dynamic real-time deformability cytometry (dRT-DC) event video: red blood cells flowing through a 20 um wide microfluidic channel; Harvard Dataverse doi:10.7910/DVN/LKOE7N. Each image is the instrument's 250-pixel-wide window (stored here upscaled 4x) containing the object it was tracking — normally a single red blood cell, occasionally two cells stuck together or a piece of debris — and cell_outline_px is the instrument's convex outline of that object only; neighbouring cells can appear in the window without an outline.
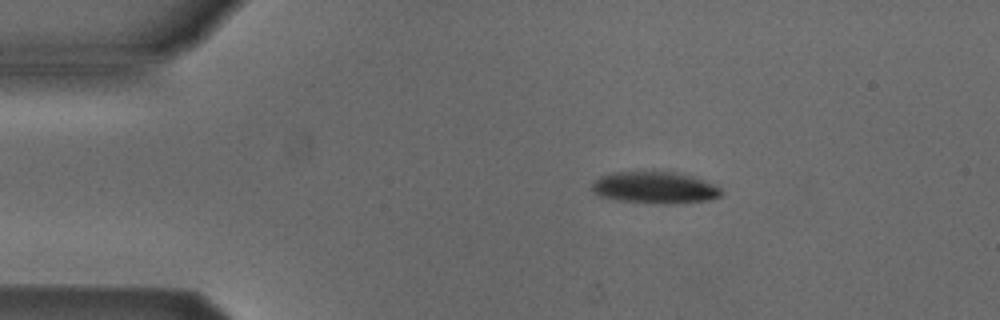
{"species": "Egyptian fruit bat (a non-hibernating species)", "species_latin": "Rousettus aegyptiacus", "temperature_condition": "cold", "stored_images_in_passage": 38, "camera_frame_rate_fps": 3000, "um_per_image_px": 0.085, "animal": {"sex": "male"}, "frame": {"image": 1, "passage_image": 3, "time_ms": 0.667, "image_size_px": [1000, 320], "cell_outline_px": [[724, 192], [720, 196], [712, 200], [676, 204], [664, 204], [620, 200], [600, 196], [592, 188], [592, 184], [600, 176], [612, 172], [672, 172], [688, 176], [712, 184], [720, 188]], "centroid_in_image_um": [55.68, 15.97], "position_along_channel_um": 29.3, "area_um2": 23.58}}
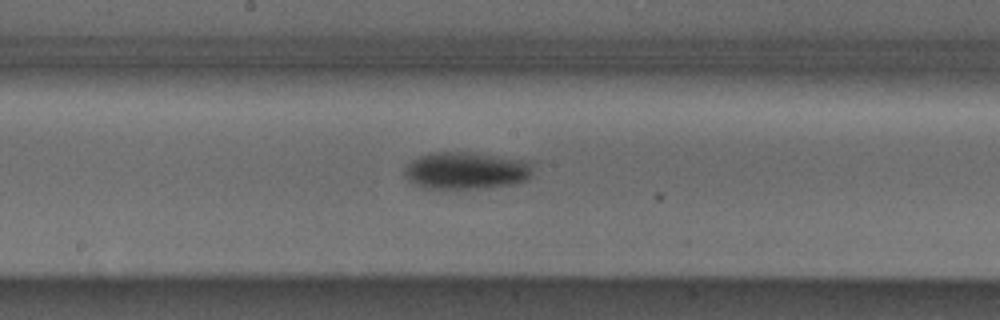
{"frame": {"image": 2, "passage_image": 21, "time_ms": 6.667, "image_size_px": [1000, 320], "cell_outline_px": [[532, 176], [528, 180], [512, 184], [488, 188], [424, 188], [408, 180], [404, 172], [404, 168], [412, 160], [420, 156], [432, 152], [472, 152], [532, 160]], "centroid_in_image_um": [39.69, 14.49], "position_along_channel_um": 208.5, "area_um2": 28.21}}
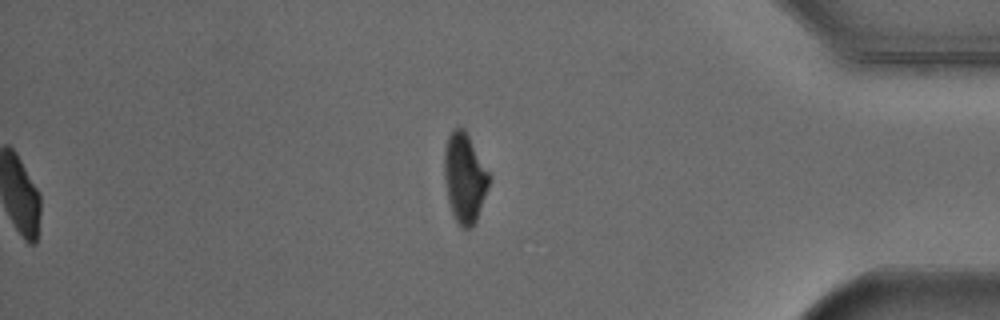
{"frame": {"image": 3, "passage_image": 38, "time_ms": 12.333, "image_size_px": [1000, 320], "cell_outline_px": [[488, 184], [476, 220], [472, 228], [464, 228], [456, 220], [452, 212], [448, 200], [444, 176], [444, 152], [448, 136], [456, 128], [464, 128], [488, 172]], "centroid_in_image_um": [39.46, 15.11], "position_along_channel_um": 395.7, "area_um2": 22.54}, "authors_computed_cell_mechanics": {"area_um2": 27.455, "velocity_mm_per_s": 3.8862, "shape_relaxation_time_tau1_ms": 3.2125, "shape_relaxation_time_tau2_ms": null, "deformation_change_tau1": 0.1211, "deformation_change_tau2": null}}